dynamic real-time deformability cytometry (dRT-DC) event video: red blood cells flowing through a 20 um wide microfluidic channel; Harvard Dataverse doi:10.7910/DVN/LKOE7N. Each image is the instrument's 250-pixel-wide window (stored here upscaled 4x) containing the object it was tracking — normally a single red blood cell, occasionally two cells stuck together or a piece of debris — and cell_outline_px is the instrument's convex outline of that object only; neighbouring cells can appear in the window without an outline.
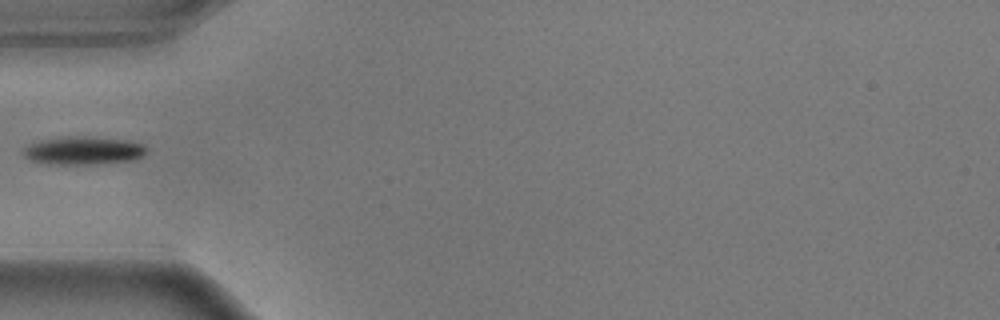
{"species": "common noctule bat (a hibernating species)", "species_latin": "Nyctalus noctula", "temperature_condition": "warm", "stored_images_in_passage": 38, "camera_frame_rate_fps": 3000, "um_per_image_px": 0.085, "animal": {"sex": "male", "body_mass_g": 17.9}, "frame": {"image": 1, "passage_image": 1, "time_ms": 0.0, "image_size_px": [1000, 320], "cell_outline_px": [[148, 152], [144, 156], [132, 160], [96, 164], [52, 164], [28, 160], [24, 156], [20, 148], [28, 144], [40, 140], [128, 140], [144, 144], [148, 148]], "centroid_in_image_um": [7.09, 12.87], "position_along_channel_um": 77.9, "area_um2": 19.07}}
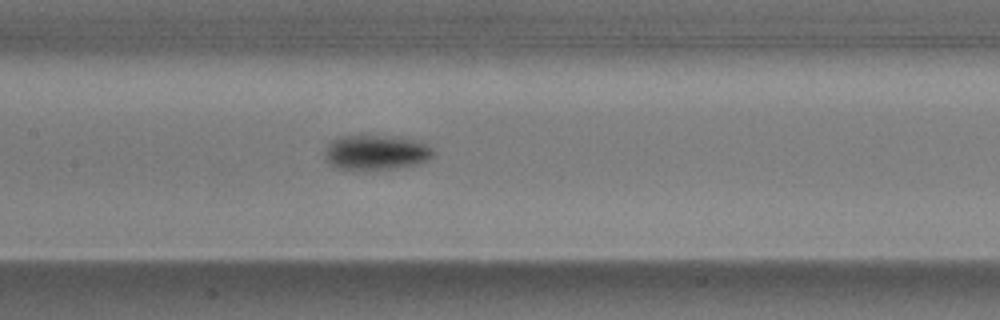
{"frame": {"image": 2, "passage_image": 9, "time_ms": 2.667, "image_size_px": [1000, 320], "cell_outline_px": [[436, 152], [428, 160], [420, 164], [396, 168], [336, 168], [328, 164], [324, 160], [324, 148], [336, 136], [360, 132], [396, 136], [412, 140], [424, 144], [432, 148]], "centroid_in_image_um": [31.89, 12.89], "position_along_channel_um": 175.5, "area_um2": 22.83}}
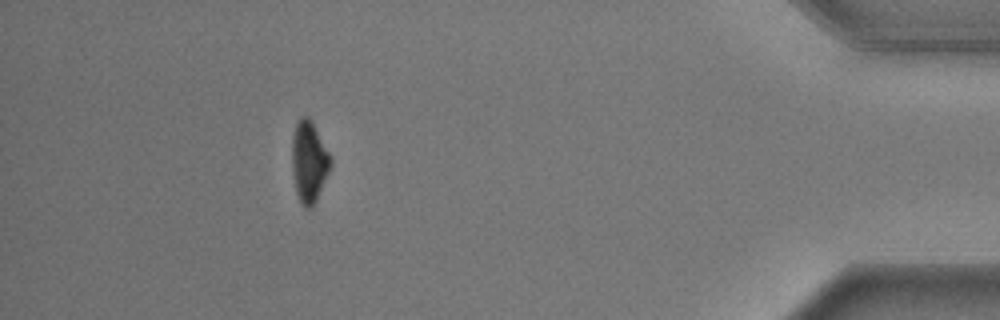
{"frame": {"image": 3, "passage_image": 33, "time_ms": 10.667, "image_size_px": [1000, 320], "cell_outline_px": [[332, 164], [316, 200], [312, 208], [304, 208], [300, 204], [296, 192], [292, 172], [292, 136], [296, 124], [300, 116], [308, 116], [312, 120], [332, 156]], "centroid_in_image_um": [26.27, 13.72], "position_along_channel_um": 408.9, "area_um2": 18.61}}